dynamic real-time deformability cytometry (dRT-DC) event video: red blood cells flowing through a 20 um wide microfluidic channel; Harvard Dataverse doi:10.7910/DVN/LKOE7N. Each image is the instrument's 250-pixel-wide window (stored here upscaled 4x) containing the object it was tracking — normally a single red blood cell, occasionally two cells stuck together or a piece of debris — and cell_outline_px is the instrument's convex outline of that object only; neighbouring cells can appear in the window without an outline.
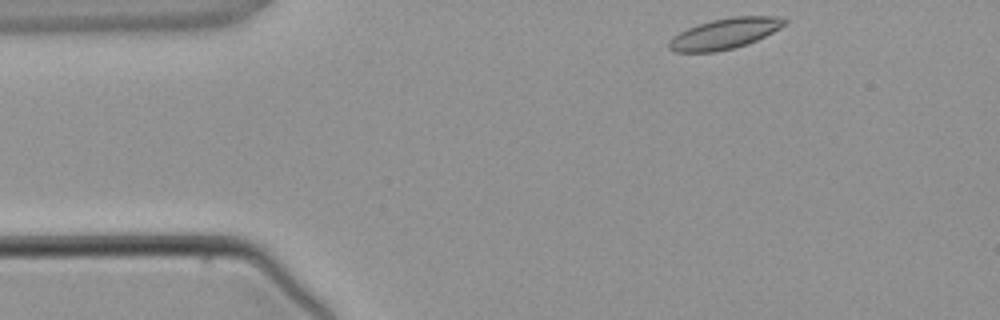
{"species": "common noctule bat (a hibernating species)", "species_latin": "Nyctalus noctula", "temperature_condition": "warm", "stored_images_in_passage": 3, "camera_frame_rate_fps": 3000, "um_per_image_px": 0.085, "animal": {"sex": "male", "body_mass_g": 21.5, "forearm_length_mm": 52.0}, "frame": {"image": 1, "passage_image": 1, "time_ms": 0.0, "image_size_px": [1000, 320], "cell_outline_px": [[788, 24], [756, 40], [732, 48], [716, 52], [676, 52], [668, 48], [668, 40], [680, 32], [688, 28], [712, 20], [732, 16], [776, 16], [788, 20]], "centroid_in_image_um": [61.6, 2.85], "position_along_channel_um": 23.4, "area_um2": 20.46}}